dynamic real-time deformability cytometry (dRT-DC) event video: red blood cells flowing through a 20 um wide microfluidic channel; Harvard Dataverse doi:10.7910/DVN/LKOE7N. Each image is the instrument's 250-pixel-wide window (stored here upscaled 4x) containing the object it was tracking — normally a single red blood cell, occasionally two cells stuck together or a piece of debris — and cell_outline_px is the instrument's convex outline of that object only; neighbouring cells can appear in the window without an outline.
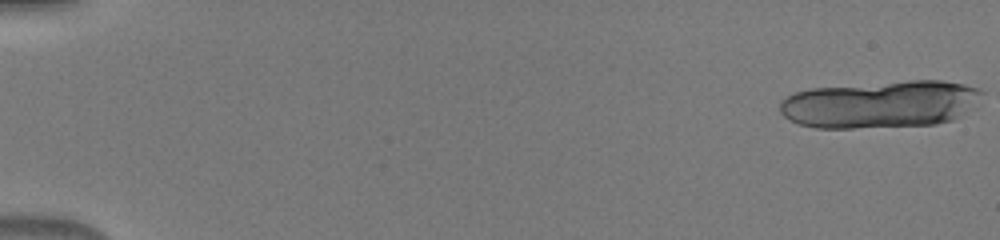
{"species": "human", "species_latin": "Homo sapiens", "temperature_condition": "warm", "stored_images_in_passage": 18, "camera_frame_rate_fps": 3000, "um_per_image_px": 0.085, "donor": {"sex": "male"}, "frame": {"image": 1, "passage_image": 1, "time_ms": 0.0, "image_size_px": [1000, 240], "cell_outline_px": [[984, 92], [952, 120], [936, 124], [852, 128], [816, 128], [796, 124], [784, 116], [780, 112], [780, 100], [796, 92], [812, 88], [912, 80], [940, 80], [964, 84], [980, 88]], "centroid_in_image_um": [74.74, 8.86], "position_along_channel_um": 10.3, "area_um2": 55.14}}